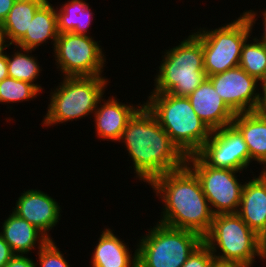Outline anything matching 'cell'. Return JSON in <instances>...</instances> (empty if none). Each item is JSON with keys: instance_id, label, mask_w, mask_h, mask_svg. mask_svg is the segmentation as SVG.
<instances>
[{"instance_id": "6da1fadb", "label": "cell", "mask_w": 266, "mask_h": 267, "mask_svg": "<svg viewBox=\"0 0 266 267\" xmlns=\"http://www.w3.org/2000/svg\"><path fill=\"white\" fill-rule=\"evenodd\" d=\"M120 141L133 161L136 178L148 185L156 177L186 164V156L145 105L129 120Z\"/></svg>"}, {"instance_id": "7a4b0ae2", "label": "cell", "mask_w": 266, "mask_h": 267, "mask_svg": "<svg viewBox=\"0 0 266 267\" xmlns=\"http://www.w3.org/2000/svg\"><path fill=\"white\" fill-rule=\"evenodd\" d=\"M152 186L163 203V225L195 232L204 238L210 231L213 213L196 174L185 164L182 168L156 177Z\"/></svg>"}, {"instance_id": "3957f363", "label": "cell", "mask_w": 266, "mask_h": 267, "mask_svg": "<svg viewBox=\"0 0 266 267\" xmlns=\"http://www.w3.org/2000/svg\"><path fill=\"white\" fill-rule=\"evenodd\" d=\"M143 104L155 116L171 141L187 157L196 154L212 131L198 117L187 97L150 93Z\"/></svg>"}, {"instance_id": "277c9868", "label": "cell", "mask_w": 266, "mask_h": 267, "mask_svg": "<svg viewBox=\"0 0 266 267\" xmlns=\"http://www.w3.org/2000/svg\"><path fill=\"white\" fill-rule=\"evenodd\" d=\"M178 44L164 51L151 93L187 97L207 78L201 39L192 32Z\"/></svg>"}, {"instance_id": "5b68a950", "label": "cell", "mask_w": 266, "mask_h": 267, "mask_svg": "<svg viewBox=\"0 0 266 267\" xmlns=\"http://www.w3.org/2000/svg\"><path fill=\"white\" fill-rule=\"evenodd\" d=\"M242 14L216 29L200 28L194 32L201 39L206 77L239 66L243 44L251 38L257 20L253 10Z\"/></svg>"}, {"instance_id": "8992f818", "label": "cell", "mask_w": 266, "mask_h": 267, "mask_svg": "<svg viewBox=\"0 0 266 267\" xmlns=\"http://www.w3.org/2000/svg\"><path fill=\"white\" fill-rule=\"evenodd\" d=\"M102 76L62 77L61 85L51 90L44 116L46 127L91 115L96 110L109 79Z\"/></svg>"}, {"instance_id": "52a82bcc", "label": "cell", "mask_w": 266, "mask_h": 267, "mask_svg": "<svg viewBox=\"0 0 266 267\" xmlns=\"http://www.w3.org/2000/svg\"><path fill=\"white\" fill-rule=\"evenodd\" d=\"M203 242L217 261L237 262L251 267L255 257H261V237L237 213L214 215Z\"/></svg>"}, {"instance_id": "ba28073f", "label": "cell", "mask_w": 266, "mask_h": 267, "mask_svg": "<svg viewBox=\"0 0 266 267\" xmlns=\"http://www.w3.org/2000/svg\"><path fill=\"white\" fill-rule=\"evenodd\" d=\"M148 233V234H147ZM137 244V267H182L203 238L159 222Z\"/></svg>"}, {"instance_id": "9c48e42d", "label": "cell", "mask_w": 266, "mask_h": 267, "mask_svg": "<svg viewBox=\"0 0 266 267\" xmlns=\"http://www.w3.org/2000/svg\"><path fill=\"white\" fill-rule=\"evenodd\" d=\"M186 165L198 177L213 215L238 212L244 183L236 174L241 171L211 167L197 154L187 156Z\"/></svg>"}, {"instance_id": "30bf717a", "label": "cell", "mask_w": 266, "mask_h": 267, "mask_svg": "<svg viewBox=\"0 0 266 267\" xmlns=\"http://www.w3.org/2000/svg\"><path fill=\"white\" fill-rule=\"evenodd\" d=\"M90 35L59 34L53 49L56 68L63 77L103 76L106 58L101 45ZM100 45V46H99Z\"/></svg>"}, {"instance_id": "8fae6325", "label": "cell", "mask_w": 266, "mask_h": 267, "mask_svg": "<svg viewBox=\"0 0 266 267\" xmlns=\"http://www.w3.org/2000/svg\"><path fill=\"white\" fill-rule=\"evenodd\" d=\"M207 165L237 171L249 166V151L240 131L228 125L212 131L210 138L196 153Z\"/></svg>"}, {"instance_id": "7c38bea8", "label": "cell", "mask_w": 266, "mask_h": 267, "mask_svg": "<svg viewBox=\"0 0 266 267\" xmlns=\"http://www.w3.org/2000/svg\"><path fill=\"white\" fill-rule=\"evenodd\" d=\"M207 78L235 114L257 110L261 94L257 88L258 85L260 86L259 81L246 73L240 66Z\"/></svg>"}, {"instance_id": "4fadbf2b", "label": "cell", "mask_w": 266, "mask_h": 267, "mask_svg": "<svg viewBox=\"0 0 266 267\" xmlns=\"http://www.w3.org/2000/svg\"><path fill=\"white\" fill-rule=\"evenodd\" d=\"M18 198L13 213L39 229L49 240V231L56 227L61 217L58 202L41 190L29 189Z\"/></svg>"}, {"instance_id": "5bb4252c", "label": "cell", "mask_w": 266, "mask_h": 267, "mask_svg": "<svg viewBox=\"0 0 266 267\" xmlns=\"http://www.w3.org/2000/svg\"><path fill=\"white\" fill-rule=\"evenodd\" d=\"M187 98L198 117L211 131L232 124L236 114L215 91L208 78H205Z\"/></svg>"}, {"instance_id": "9a60e30c", "label": "cell", "mask_w": 266, "mask_h": 267, "mask_svg": "<svg viewBox=\"0 0 266 267\" xmlns=\"http://www.w3.org/2000/svg\"><path fill=\"white\" fill-rule=\"evenodd\" d=\"M143 105H126L113 96L107 100L102 98L93 113L96 136L102 140L119 142L127 123Z\"/></svg>"}, {"instance_id": "2e32d148", "label": "cell", "mask_w": 266, "mask_h": 267, "mask_svg": "<svg viewBox=\"0 0 266 267\" xmlns=\"http://www.w3.org/2000/svg\"><path fill=\"white\" fill-rule=\"evenodd\" d=\"M244 183L237 214L259 237L266 234V181L259 175Z\"/></svg>"}, {"instance_id": "e0dca14e", "label": "cell", "mask_w": 266, "mask_h": 267, "mask_svg": "<svg viewBox=\"0 0 266 267\" xmlns=\"http://www.w3.org/2000/svg\"><path fill=\"white\" fill-rule=\"evenodd\" d=\"M101 233L92 252V267H137V249L132 256L129 247L113 230L105 228Z\"/></svg>"}, {"instance_id": "ac0fdd59", "label": "cell", "mask_w": 266, "mask_h": 267, "mask_svg": "<svg viewBox=\"0 0 266 267\" xmlns=\"http://www.w3.org/2000/svg\"><path fill=\"white\" fill-rule=\"evenodd\" d=\"M2 225L3 229L0 234L15 254H29L30 251L36 249L37 243V248L41 249L49 241L39 229L13 212Z\"/></svg>"}, {"instance_id": "d6986e66", "label": "cell", "mask_w": 266, "mask_h": 267, "mask_svg": "<svg viewBox=\"0 0 266 267\" xmlns=\"http://www.w3.org/2000/svg\"><path fill=\"white\" fill-rule=\"evenodd\" d=\"M232 124L242 134L249 151V164L258 162L266 168V118L257 111L237 113Z\"/></svg>"}, {"instance_id": "ffe728a7", "label": "cell", "mask_w": 266, "mask_h": 267, "mask_svg": "<svg viewBox=\"0 0 266 267\" xmlns=\"http://www.w3.org/2000/svg\"><path fill=\"white\" fill-rule=\"evenodd\" d=\"M47 0L36 12L28 27L26 34L14 45V48L21 47L30 50H36L47 40H52L55 47L57 37V15L56 10Z\"/></svg>"}, {"instance_id": "44dd1931", "label": "cell", "mask_w": 266, "mask_h": 267, "mask_svg": "<svg viewBox=\"0 0 266 267\" xmlns=\"http://www.w3.org/2000/svg\"><path fill=\"white\" fill-rule=\"evenodd\" d=\"M46 1L16 0L6 19L0 25L2 43L6 44L7 42V45L16 44L26 34L35 12Z\"/></svg>"}, {"instance_id": "7402d4cb", "label": "cell", "mask_w": 266, "mask_h": 267, "mask_svg": "<svg viewBox=\"0 0 266 267\" xmlns=\"http://www.w3.org/2000/svg\"><path fill=\"white\" fill-rule=\"evenodd\" d=\"M56 10L57 30L59 34L74 33L80 35L88 34L92 22L93 12L85 0H68Z\"/></svg>"}, {"instance_id": "603a6c76", "label": "cell", "mask_w": 266, "mask_h": 267, "mask_svg": "<svg viewBox=\"0 0 266 267\" xmlns=\"http://www.w3.org/2000/svg\"><path fill=\"white\" fill-rule=\"evenodd\" d=\"M12 55L7 54L8 75L10 78L21 80L33 84L40 92L42 91L41 85L34 83L40 76V69L37 57L29 55L35 50L25 49L21 47ZM20 50V51H19ZM23 52V53H22Z\"/></svg>"}, {"instance_id": "cb8c5ba5", "label": "cell", "mask_w": 266, "mask_h": 267, "mask_svg": "<svg viewBox=\"0 0 266 267\" xmlns=\"http://www.w3.org/2000/svg\"><path fill=\"white\" fill-rule=\"evenodd\" d=\"M249 39L243 44L239 66L261 84L266 81V46L255 37L252 43Z\"/></svg>"}, {"instance_id": "d4e9b609", "label": "cell", "mask_w": 266, "mask_h": 267, "mask_svg": "<svg viewBox=\"0 0 266 267\" xmlns=\"http://www.w3.org/2000/svg\"><path fill=\"white\" fill-rule=\"evenodd\" d=\"M41 92L28 82L7 77L0 82V103H19L37 98Z\"/></svg>"}, {"instance_id": "484cf974", "label": "cell", "mask_w": 266, "mask_h": 267, "mask_svg": "<svg viewBox=\"0 0 266 267\" xmlns=\"http://www.w3.org/2000/svg\"><path fill=\"white\" fill-rule=\"evenodd\" d=\"M37 253L40 264L38 266L40 267H70V264L53 240L45 243Z\"/></svg>"}, {"instance_id": "4316f807", "label": "cell", "mask_w": 266, "mask_h": 267, "mask_svg": "<svg viewBox=\"0 0 266 267\" xmlns=\"http://www.w3.org/2000/svg\"><path fill=\"white\" fill-rule=\"evenodd\" d=\"M215 260L210 248L203 242L192 252L182 267H212Z\"/></svg>"}, {"instance_id": "83f0119b", "label": "cell", "mask_w": 266, "mask_h": 267, "mask_svg": "<svg viewBox=\"0 0 266 267\" xmlns=\"http://www.w3.org/2000/svg\"><path fill=\"white\" fill-rule=\"evenodd\" d=\"M36 263L26 255L15 254L4 267H36Z\"/></svg>"}, {"instance_id": "f1b7e54d", "label": "cell", "mask_w": 266, "mask_h": 267, "mask_svg": "<svg viewBox=\"0 0 266 267\" xmlns=\"http://www.w3.org/2000/svg\"><path fill=\"white\" fill-rule=\"evenodd\" d=\"M14 255L15 253L0 234V267H4Z\"/></svg>"}, {"instance_id": "f546056e", "label": "cell", "mask_w": 266, "mask_h": 267, "mask_svg": "<svg viewBox=\"0 0 266 267\" xmlns=\"http://www.w3.org/2000/svg\"><path fill=\"white\" fill-rule=\"evenodd\" d=\"M11 45L3 44L0 49V82L5 78L9 77L8 75V64H7V54L4 53V50Z\"/></svg>"}, {"instance_id": "4dcf8cb0", "label": "cell", "mask_w": 266, "mask_h": 267, "mask_svg": "<svg viewBox=\"0 0 266 267\" xmlns=\"http://www.w3.org/2000/svg\"><path fill=\"white\" fill-rule=\"evenodd\" d=\"M16 0H0V25L6 19Z\"/></svg>"}, {"instance_id": "1f68e13d", "label": "cell", "mask_w": 266, "mask_h": 267, "mask_svg": "<svg viewBox=\"0 0 266 267\" xmlns=\"http://www.w3.org/2000/svg\"><path fill=\"white\" fill-rule=\"evenodd\" d=\"M262 94H260V102L257 112L266 118V81L261 83Z\"/></svg>"}, {"instance_id": "d6a6232c", "label": "cell", "mask_w": 266, "mask_h": 267, "mask_svg": "<svg viewBox=\"0 0 266 267\" xmlns=\"http://www.w3.org/2000/svg\"><path fill=\"white\" fill-rule=\"evenodd\" d=\"M212 267H248V266L237 262H221L215 260Z\"/></svg>"}, {"instance_id": "836d02e7", "label": "cell", "mask_w": 266, "mask_h": 267, "mask_svg": "<svg viewBox=\"0 0 266 267\" xmlns=\"http://www.w3.org/2000/svg\"><path fill=\"white\" fill-rule=\"evenodd\" d=\"M261 16H263V34L262 36L258 39L257 37H255L257 40H259L262 44H264L266 46V9L262 12L261 11Z\"/></svg>"}, {"instance_id": "e575fe53", "label": "cell", "mask_w": 266, "mask_h": 267, "mask_svg": "<svg viewBox=\"0 0 266 267\" xmlns=\"http://www.w3.org/2000/svg\"><path fill=\"white\" fill-rule=\"evenodd\" d=\"M262 170L259 175L266 181V168H262Z\"/></svg>"}, {"instance_id": "d590c367", "label": "cell", "mask_w": 266, "mask_h": 267, "mask_svg": "<svg viewBox=\"0 0 266 267\" xmlns=\"http://www.w3.org/2000/svg\"><path fill=\"white\" fill-rule=\"evenodd\" d=\"M2 45L3 43H2L1 34H0V49L2 48Z\"/></svg>"}]
</instances>
